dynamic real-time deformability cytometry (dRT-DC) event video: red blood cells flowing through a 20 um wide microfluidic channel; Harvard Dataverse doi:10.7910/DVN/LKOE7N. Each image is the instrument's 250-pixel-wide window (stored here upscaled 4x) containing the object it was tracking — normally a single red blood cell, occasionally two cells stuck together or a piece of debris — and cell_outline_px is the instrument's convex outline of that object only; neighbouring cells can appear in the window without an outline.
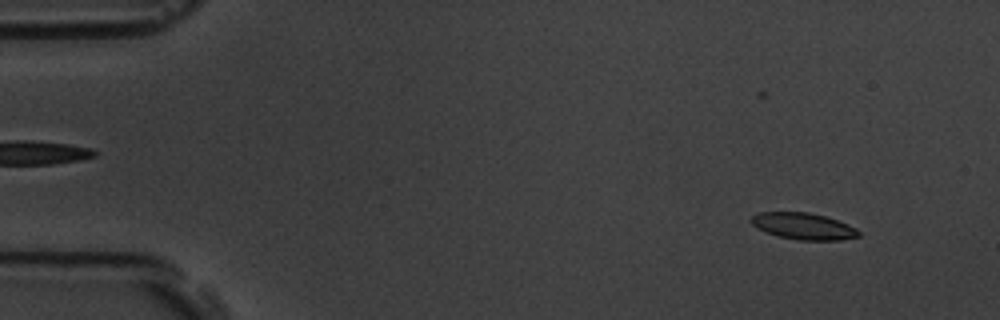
{"species": "common noctule bat (a hibernating species)", "species_latin": "Nyctalus noctula", "temperature_condition": "room temperature", "stored_images_in_passage": 8, "camera_frame_rate_fps": 3000, "um_per_image_px": 0.085, "animal": {"sex": "male", "body_mass_g": 19.5, "forearm_length_mm": 54.6}, "frame": {"image": 1, "passage_image": 1, "time_ms": 0.0, "image_size_px": [1000, 320], "cell_outline_px": [[860, 236], [840, 240], [800, 240], [780, 236], [764, 232], [756, 228], [748, 220], [752, 216], [760, 212], [808, 212], [824, 216], [848, 224], [856, 228], [860, 232]], "centroid_in_image_um": [68.26, 19.22], "position_along_channel_um": 16.7, "area_um2": 16.65}}
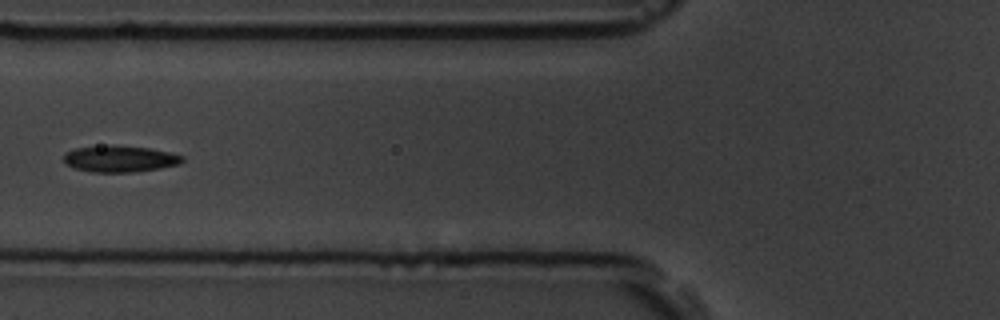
{"frame": {"image": 2, "passage_image": 6, "time_ms": 1.667, "image_size_px": [1000, 320], "cell_outline_px": [[184, 160], [180, 164], [160, 168], [132, 172], [92, 172], [76, 168], [64, 164], [64, 152], [72, 148], [112, 144], [116, 144], [148, 148], [172, 152], [184, 156]], "centroid_in_image_um": [10.17, 13.48], "position_along_channel_um": 115.6, "area_um2": 18.67}}
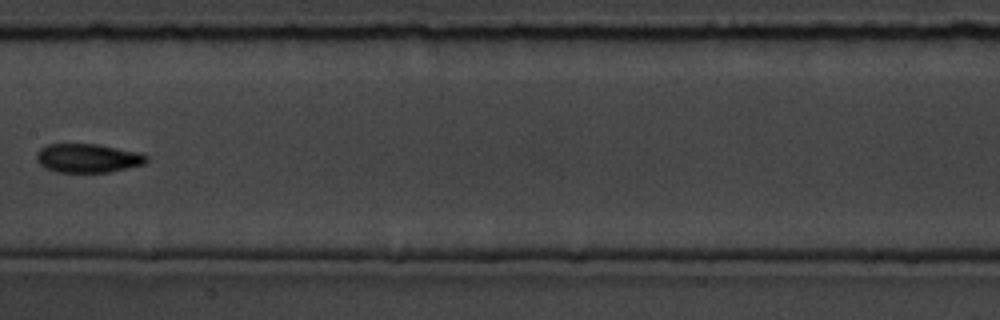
{"frame": {"image": 3, "passage_image": 8, "time_ms": 2.333, "image_size_px": [1000, 320], "cell_outline_px": [[148, 160], [144, 164], [108, 172], [56, 172], [44, 168], [36, 160], [36, 152], [40, 148], [48, 144], [96, 144], [136, 152], [148, 156]], "centroid_in_image_um": [7.41, 13.44], "position_along_channel_um": 200.0, "area_um2": 18.38}}